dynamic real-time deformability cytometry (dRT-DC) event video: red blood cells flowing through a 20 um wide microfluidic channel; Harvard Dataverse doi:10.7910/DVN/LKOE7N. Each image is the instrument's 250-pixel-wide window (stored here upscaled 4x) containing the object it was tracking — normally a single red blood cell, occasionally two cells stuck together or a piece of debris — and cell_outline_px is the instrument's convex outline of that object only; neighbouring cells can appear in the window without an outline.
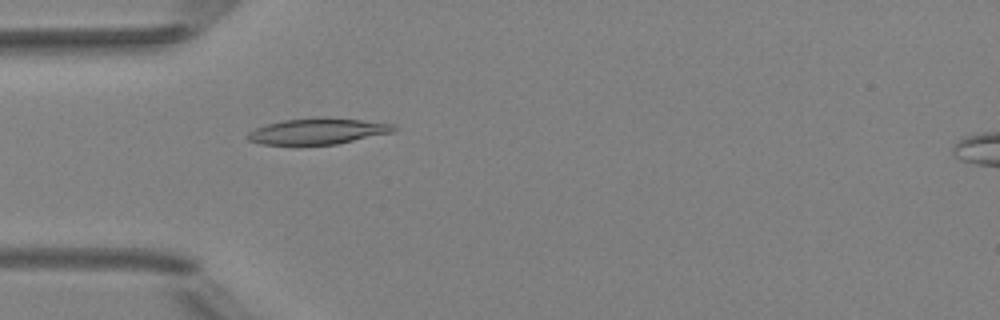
{"species": "Egyptian fruit bat (a non-hibernating species)", "species_latin": "Rousettus aegyptiacus", "temperature_condition": "room temperature", "stored_images_in_passage": 1, "camera_frame_rate_fps": 3000, "um_per_image_px": 0.085, "animal": {"sex": "female"}, "frame": {"image": 1, "passage_image": 1, "time_ms": 0.0, "image_size_px": [1000, 320], "cell_outline_px": [[396, 128], [392, 132], [336, 144], [296, 148], [260, 144], [248, 140], [244, 136], [248, 132], [256, 128], [268, 124], [284, 120], [360, 120], [396, 124]], "centroid_in_image_um": [26.88, 11.25], "position_along_channel_um": 58.1, "area_um2": 22.02}}